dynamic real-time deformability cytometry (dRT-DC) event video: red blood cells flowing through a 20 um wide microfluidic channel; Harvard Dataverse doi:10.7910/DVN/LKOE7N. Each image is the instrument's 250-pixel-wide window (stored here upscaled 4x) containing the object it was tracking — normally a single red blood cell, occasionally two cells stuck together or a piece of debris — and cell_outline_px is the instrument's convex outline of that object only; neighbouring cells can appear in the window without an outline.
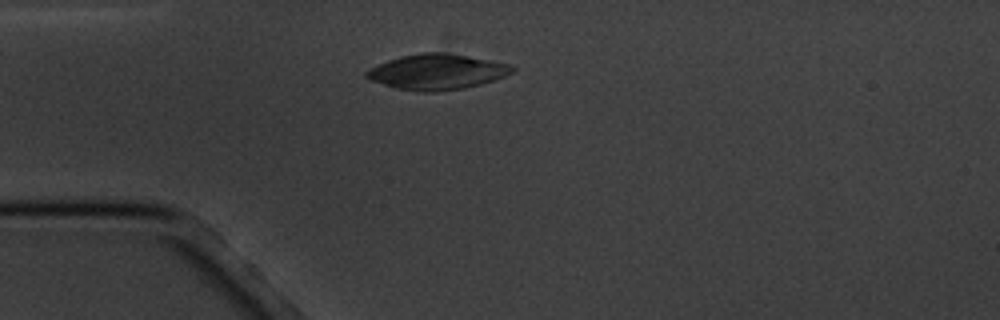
{"species": "common noctule bat (a hibernating species)", "species_latin": "Nyctalus noctula", "temperature_condition": "cold", "stored_images_in_passage": 15, "camera_frame_rate_fps": 3000, "um_per_image_px": 0.085, "animal": {"sex": "male", "body_mass_g": 20.1, "forearm_length_mm": 53.5}, "frame": {"image": 1, "passage_image": 3, "time_ms": 2.333, "image_size_px": [1000, 320], "cell_outline_px": [[516, 68], [512, 72], [496, 80], [464, 88], [432, 92], [424, 92], [396, 88], [368, 80], [364, 76], [364, 72], [368, 68], [388, 60], [400, 56], [420, 52], [444, 52], [468, 56], [512, 64]], "centroid_in_image_um": [37.12, 6.1], "position_along_channel_um": 47.9, "area_um2": 30.35}}
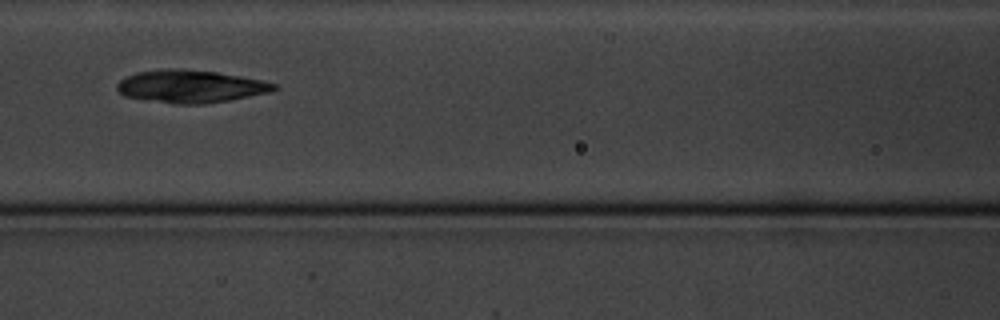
{"frame": {"image": 2, "passage_image": 6, "time_ms": 5.667, "image_size_px": [1000, 320], "cell_outline_px": [[276, 88], [272, 92], [228, 100], [200, 104], [176, 104], [144, 100], [124, 96], [116, 88], [116, 84], [124, 76], [136, 72], [164, 68], [180, 68], [216, 72], [240, 76], [260, 80], [276, 84]], "centroid_in_image_um": [16.13, 7.33], "position_along_channel_um": 150.5, "area_um2": 30.0}}
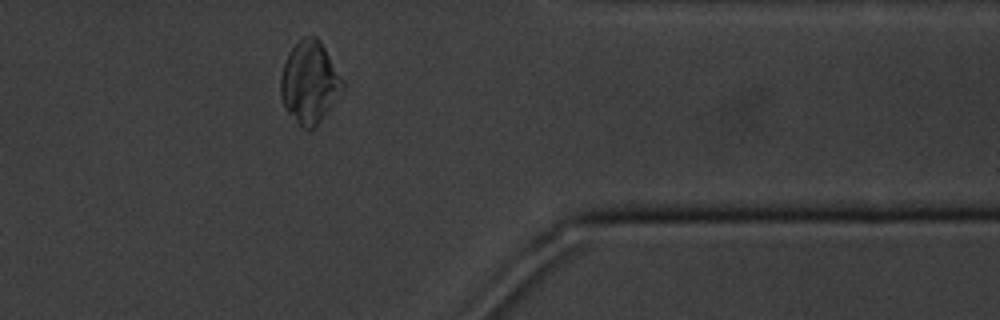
{"frame": {"image": 3, "passage_image": 12, "time_ms": 13.0, "image_size_px": [1000, 320], "cell_outline_px": [[344, 88], [320, 120], [312, 128], [304, 128], [288, 112], [280, 96], [280, 80], [284, 64], [288, 52], [304, 36], [316, 36], [320, 40], [344, 80]], "centroid_in_image_um": [26.31, 6.95], "position_along_channel_um": 385.1, "area_um2": 29.02}, "authors_computed_cell_mechanics": {"area_um2": 29.9404, "velocity_mm_per_s": 3.4157, "shape_relaxation_time_tau1_ms": 5.1433, "shape_relaxation_time_tau2_ms": 2.8788, "deformation_change_tau1": 0.1582, "deformation_change_tau2": 0.0357}}